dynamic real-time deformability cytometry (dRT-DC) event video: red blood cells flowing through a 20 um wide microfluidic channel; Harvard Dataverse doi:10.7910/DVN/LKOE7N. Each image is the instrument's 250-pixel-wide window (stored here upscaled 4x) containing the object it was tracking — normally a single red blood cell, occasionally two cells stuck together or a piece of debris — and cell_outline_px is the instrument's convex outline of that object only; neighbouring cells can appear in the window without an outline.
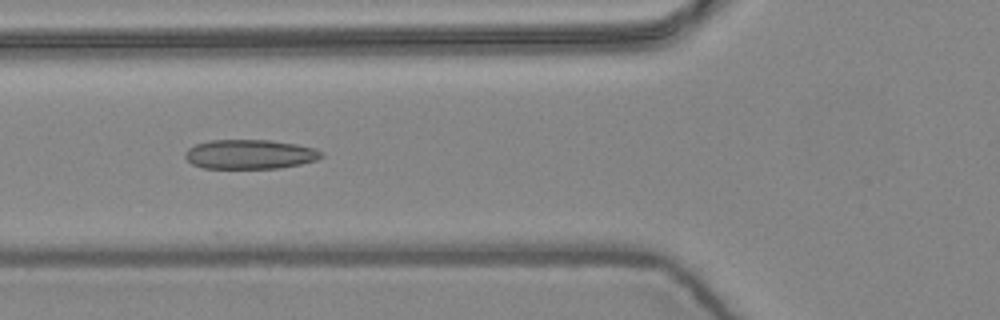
{"species": "common noctule bat (a hibernating species)", "species_latin": "Nyctalus noctula", "temperature_condition": "warm", "stored_images_in_passage": 3, "camera_frame_rate_fps": 3000, "um_per_image_px": 0.085, "animal": {"sex": "female", "body_mass_g": 24.6, "forearm_length_mm": 56.2}, "frame": {"image": 1, "passage_image": 3, "time_ms": 0.667, "image_size_px": [1000, 320], "cell_outline_px": [[324, 156], [316, 160], [300, 164], [280, 168], [204, 168], [192, 164], [184, 156], [184, 152], [188, 148], [196, 144], [208, 140], [268, 140], [296, 144], [316, 148], [324, 152]], "centroid_in_image_um": [21.25, 13.11], "position_along_channel_um": 104.5, "area_um2": 23.47}}